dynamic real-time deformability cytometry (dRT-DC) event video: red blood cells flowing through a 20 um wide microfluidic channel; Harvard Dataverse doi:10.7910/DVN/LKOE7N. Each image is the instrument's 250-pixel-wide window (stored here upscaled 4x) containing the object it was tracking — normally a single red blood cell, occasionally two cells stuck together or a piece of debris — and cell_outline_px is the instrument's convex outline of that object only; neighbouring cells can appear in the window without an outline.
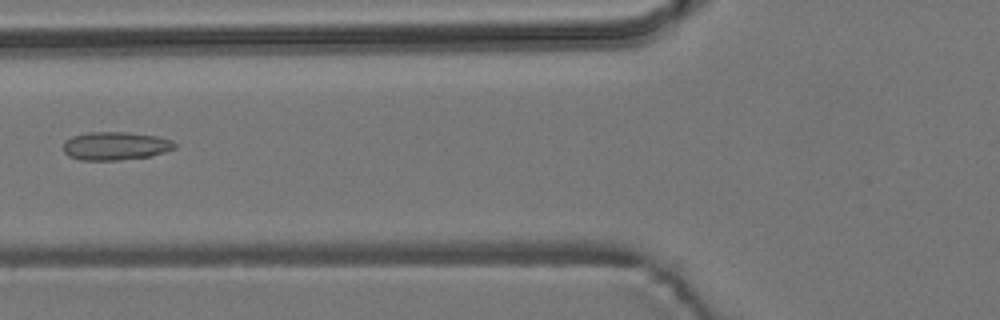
{"species": "common noctule bat (a hibernating species)", "species_latin": "Nyctalus noctula", "temperature_condition": "room temperature", "stored_images_in_passage": 6, "camera_frame_rate_fps": 3000, "um_per_image_px": 0.085, "animal": {"sex": "male", "body_mass_g": 19.2, "forearm_length_mm": 51.8}, "frame": {"image": 1, "passage_image": 6, "time_ms": 6.333, "image_size_px": [1000, 320], "cell_outline_px": [[176, 148], [152, 156], [120, 160], [80, 160], [68, 156], [64, 152], [64, 140], [72, 136], [88, 132], [128, 132], [156, 136], [172, 140], [176, 144]], "centroid_in_image_um": [9.81, 12.4], "position_along_channel_um": 116.0, "area_um2": 18.5}}